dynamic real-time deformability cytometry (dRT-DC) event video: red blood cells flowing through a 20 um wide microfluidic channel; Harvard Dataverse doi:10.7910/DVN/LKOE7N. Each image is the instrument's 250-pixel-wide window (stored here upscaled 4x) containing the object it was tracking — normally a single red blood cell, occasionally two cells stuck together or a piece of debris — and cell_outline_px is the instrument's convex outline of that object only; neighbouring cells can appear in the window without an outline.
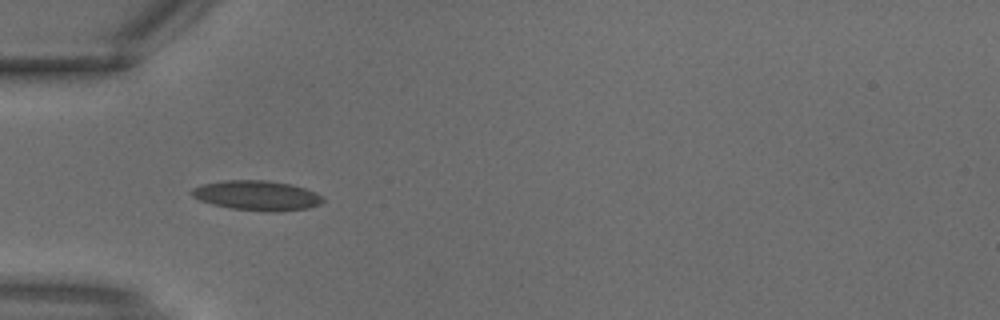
{"species": "common noctule bat (a hibernating species)", "species_latin": "Nyctalus noctula", "temperature_condition": "warm", "stored_images_in_passage": 1, "camera_frame_rate_fps": 3000, "um_per_image_px": 0.085, "animal": {"sex": "male", "body_mass_g": 18.8}, "frame": {"image": 1, "passage_image": 1, "time_ms": 0.0, "image_size_px": [1000, 320], "cell_outline_px": [[324, 200], [320, 204], [308, 208], [276, 212], [260, 212], [232, 208], [212, 204], [200, 200], [192, 196], [188, 192], [192, 188], [200, 184], [224, 180], [268, 180], [292, 184], [316, 192], [324, 196]], "centroid_in_image_um": [21.83, 16.61], "position_along_channel_um": 63.2, "area_um2": 23.18}}